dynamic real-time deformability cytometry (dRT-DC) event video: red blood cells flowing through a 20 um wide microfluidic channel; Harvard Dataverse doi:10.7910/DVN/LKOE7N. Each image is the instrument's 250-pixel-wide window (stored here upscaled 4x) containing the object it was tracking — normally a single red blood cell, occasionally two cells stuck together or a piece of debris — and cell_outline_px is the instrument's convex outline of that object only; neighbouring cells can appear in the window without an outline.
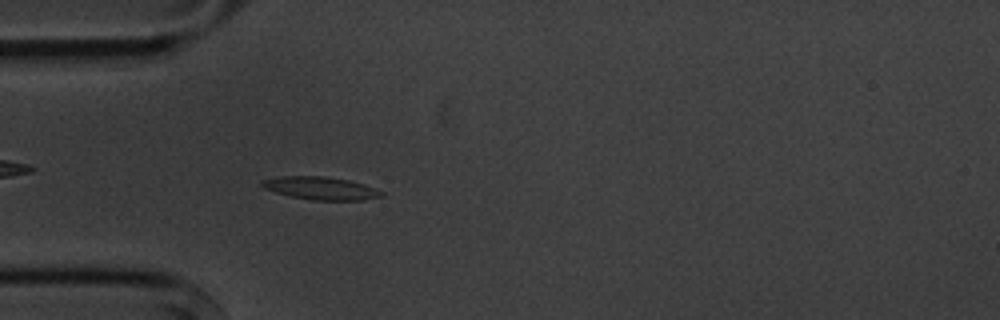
{"species": "common noctule bat (a hibernating species)", "species_latin": "Nyctalus noctula", "temperature_condition": "cold", "stored_images_in_passage": 5, "camera_frame_rate_fps": 3000, "um_per_image_px": 0.085, "animal": {"sex": "male", "body_mass_g": 20.1, "forearm_length_mm": 53.5}, "frame": {"image": 1, "passage_image": 5, "time_ms": 5.667, "image_size_px": [1000, 320], "cell_outline_px": [[384, 192], [380, 196], [364, 200], [312, 200], [292, 196], [276, 192], [264, 188], [260, 184], [260, 180], [280, 176], [324, 176], [348, 180], [364, 184]], "centroid_in_image_um": [27.23, 15.99], "position_along_channel_um": 57.8, "area_um2": 15.78}}